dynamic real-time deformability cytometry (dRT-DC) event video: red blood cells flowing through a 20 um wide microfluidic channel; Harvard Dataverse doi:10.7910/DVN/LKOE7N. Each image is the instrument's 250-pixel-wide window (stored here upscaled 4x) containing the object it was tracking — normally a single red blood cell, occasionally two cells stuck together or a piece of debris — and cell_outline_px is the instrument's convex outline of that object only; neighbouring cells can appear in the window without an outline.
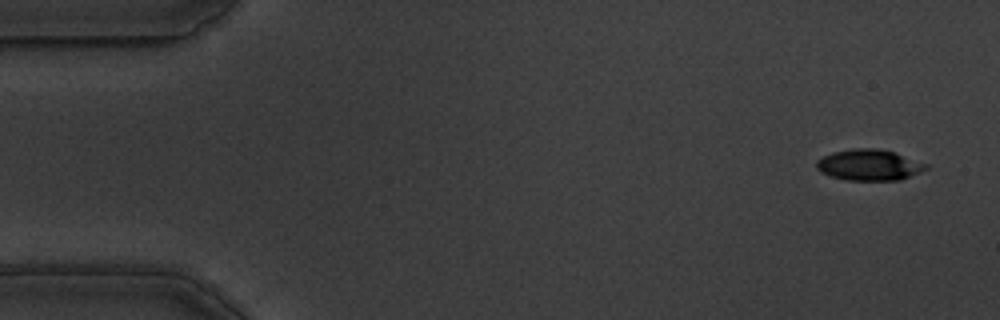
{"species": "common noctule bat (a hibernating species)", "species_latin": "Nyctalus noctula", "temperature_condition": "warm", "stored_images_in_passage": 55, "camera_frame_rate_fps": 3000, "um_per_image_px": 0.085, "animal": {"sex": "male", "body_mass_g": 19.5, "forearm_length_mm": 54.6}, "frame": {"image": 1, "passage_image": 1, "time_ms": 0.0, "image_size_px": [1000, 320], "cell_outline_px": [[928, 168], [920, 172], [900, 180], [848, 180], [832, 176], [820, 172], [816, 168], [816, 160], [832, 152], [852, 148], [876, 148], [892, 152], [928, 164]], "centroid_in_image_um": [73.85, 14.02], "position_along_channel_um": 11.2, "area_um2": 19.65}}
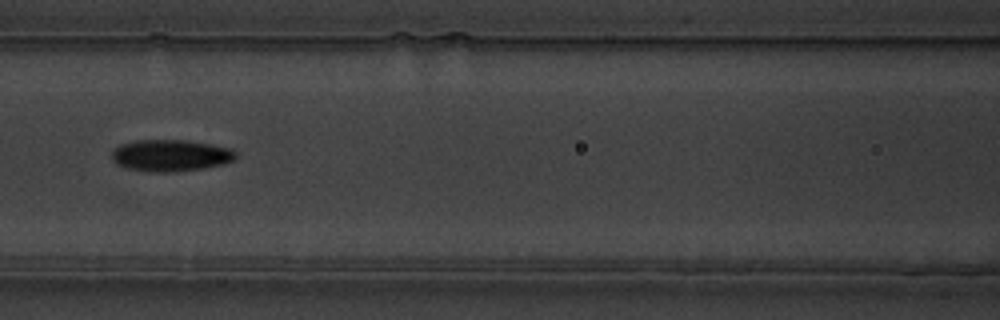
{"frame": {"image": 2, "passage_image": 23, "time_ms": 7.333, "image_size_px": [1000, 320], "cell_outline_px": [[236, 156], [232, 160], [224, 164], [204, 168], [164, 172], [148, 172], [128, 168], [116, 164], [112, 160], [112, 148], [120, 144], [136, 140], [188, 140], [212, 144], [232, 148], [236, 152]], "centroid_in_image_um": [14.48, 13.2], "position_along_channel_um": 152.1, "area_um2": 23.06}}
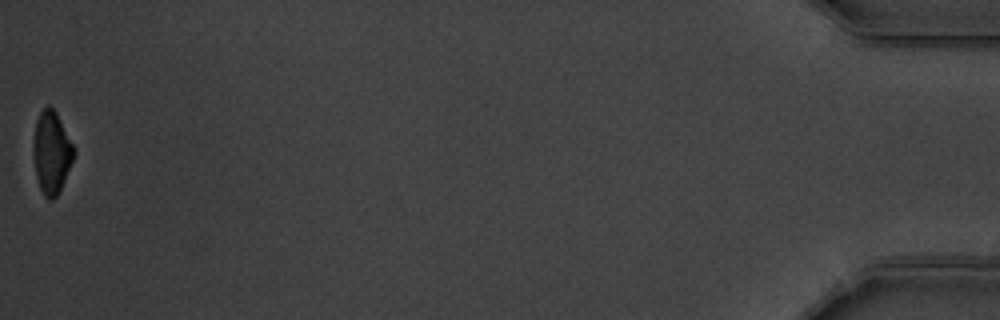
{"frame": {"image": 3, "passage_image": 55, "time_ms": 18.0, "image_size_px": [1000, 320], "cell_outline_px": [[76, 152], [60, 192], [52, 200], [48, 200], [44, 196], [40, 188], [36, 176], [32, 152], [32, 144], [36, 120], [40, 112], [48, 104], [56, 112], [76, 148]], "centroid_in_image_um": [4.38, 12.96], "position_along_channel_um": 430.8, "area_um2": 19.83}, "authors_computed_cell_mechanics": {"area_um2": 20.9236, "velocity_mm_per_s": 3.5514, "shape_relaxation_time_tau1_ms": 2.2423, "shape_relaxation_time_tau2_ms": 5.2822, "deformation_change_tau1": 0.148, "deformation_change_tau2": 0.1197}}